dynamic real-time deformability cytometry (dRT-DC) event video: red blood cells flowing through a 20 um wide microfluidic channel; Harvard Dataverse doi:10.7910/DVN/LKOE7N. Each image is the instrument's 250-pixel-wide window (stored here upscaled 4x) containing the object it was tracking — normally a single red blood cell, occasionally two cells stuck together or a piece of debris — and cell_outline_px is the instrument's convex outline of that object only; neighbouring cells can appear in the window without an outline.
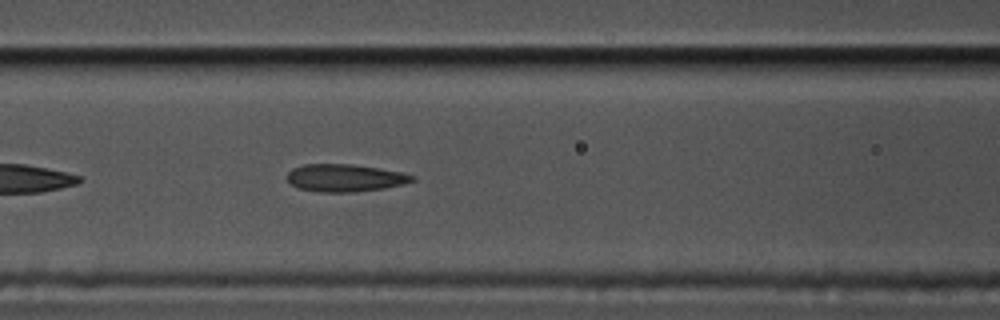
{"species": "common noctule bat (a hibernating species)", "species_latin": "Nyctalus noctula", "temperature_condition": "cold", "stored_images_in_passage": 35, "camera_frame_rate_fps": 3000, "um_per_image_px": 0.085, "animal": {"sex": "male", "body_mass_g": 17.5, "forearm_length_mm": 52.3}, "frame": {"image": 1, "passage_image": 9, "time_ms": 2.667, "image_size_px": [1000, 320], "cell_outline_px": [[416, 180], [404, 184], [384, 188], [352, 192], [320, 192], [300, 188], [292, 184], [288, 180], [288, 172], [292, 168], [304, 164], [352, 164], [400, 172], [416, 176]], "centroid_in_image_um": [29.34, 15.12], "position_along_channel_um": 137.3, "area_um2": 19.88}}
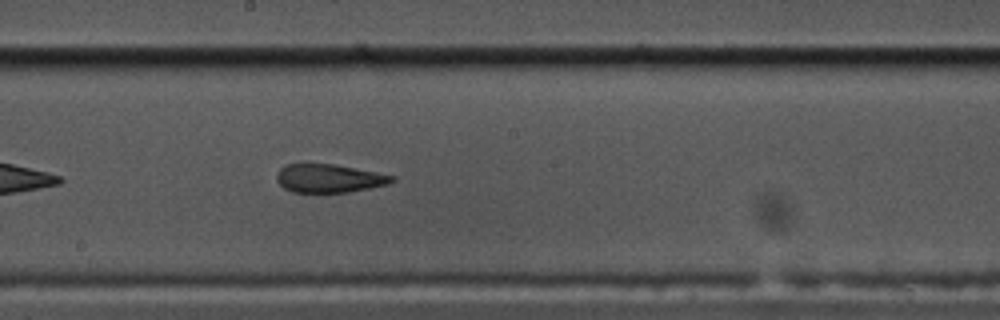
{"frame": {"image": 2, "passage_image": 16, "time_ms": 5.0, "image_size_px": [1000, 320], "cell_outline_px": [[396, 180], [388, 184], [348, 192], [292, 192], [284, 188], [276, 180], [276, 176], [280, 168], [284, 164], [336, 164], [396, 176]], "centroid_in_image_um": [27.97, 15.15], "position_along_channel_um": 220.2, "area_um2": 19.07}}
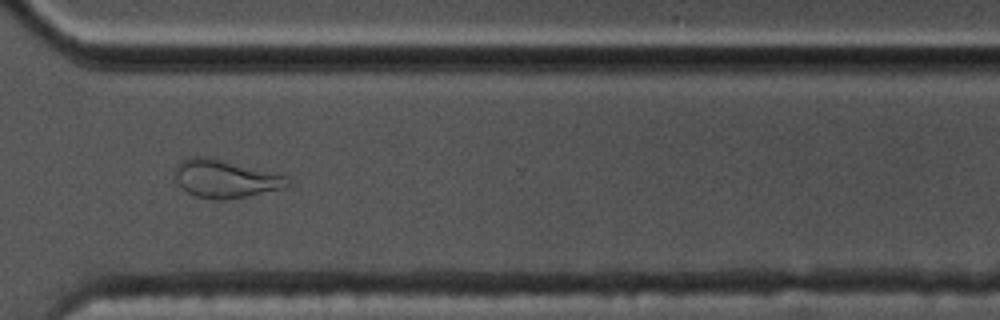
{"frame": {"image": 3, "passage_image": 27, "time_ms": 8.667, "image_size_px": [1000, 320], "cell_outline_px": [[292, 184], [284, 188], [224, 200], [216, 200], [196, 196], [188, 192], [176, 180], [176, 164], [192, 156], [204, 156], [284, 176], [292, 180]], "centroid_in_image_um": [19.14, 15.21], "position_along_channel_um": 351.5, "area_um2": 24.1}, "authors_computed_cell_mechanics": {"area_um2": 20.0566, "velocity_mm_per_s": 3.5718, "shape_relaxation_time_tau1_ms": null, "shape_relaxation_time_tau2_ms": 1.8254, "deformation_change_tau1": null, "deformation_change_tau2": 0.0966}}